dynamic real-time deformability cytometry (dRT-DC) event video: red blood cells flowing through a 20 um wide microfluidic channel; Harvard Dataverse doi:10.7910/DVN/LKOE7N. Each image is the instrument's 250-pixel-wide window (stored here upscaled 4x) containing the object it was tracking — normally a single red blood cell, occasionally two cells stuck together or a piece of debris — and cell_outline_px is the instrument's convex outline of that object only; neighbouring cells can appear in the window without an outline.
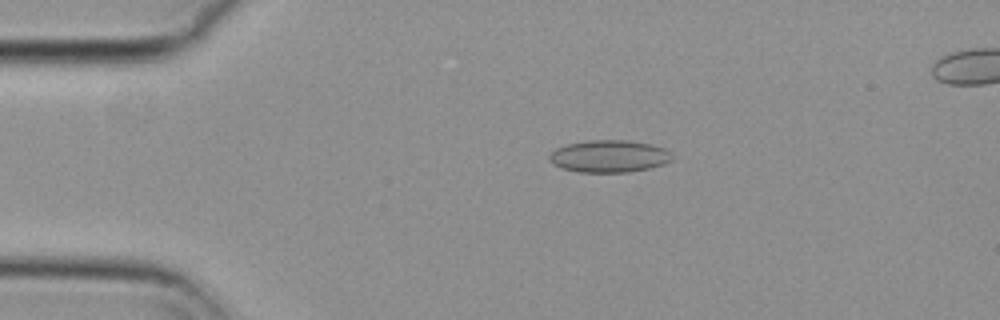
{"species": "common noctule bat (a hibernating species)", "species_latin": "Nyctalus noctula", "temperature_condition": "cold", "stored_images_in_passage": 56, "segment_of_instrument_passage": [1, 2], "camera_frame_rate_fps": 3000, "um_per_image_px": 0.085, "animal": {"sex": "female", "body_mass_g": 29.2, "forearm_length_mm": 56.3}, "frame": {"image": 1, "passage_image": 11, "time_ms": 3.333, "image_size_px": [1000, 320], "cell_outline_px": [[676, 156], [672, 160], [664, 164], [648, 168], [628, 172], [580, 172], [560, 168], [552, 164], [548, 160], [548, 156], [556, 148], [568, 144], [588, 140], [624, 140], [652, 144], [664, 148], [672, 152]], "centroid_in_image_um": [51.79, 13.28], "position_along_channel_um": 33.2, "area_um2": 23.29}}
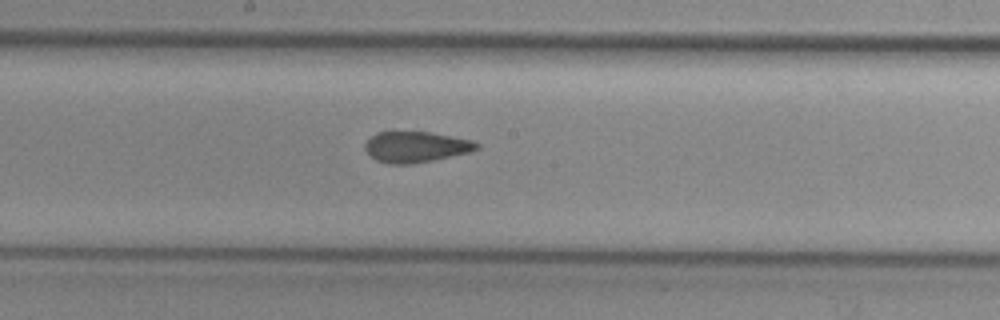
{"frame": {"image": 2, "passage_image": 29, "time_ms": 9.333, "image_size_px": [1000, 320], "cell_outline_px": [[480, 148], [472, 152], [432, 160], [408, 164], [388, 164], [376, 160], [364, 148], [364, 144], [376, 132], [428, 132], [472, 140], [480, 144]], "centroid_in_image_um": [35.37, 12.49], "position_along_channel_um": 212.8, "area_um2": 19.94}}
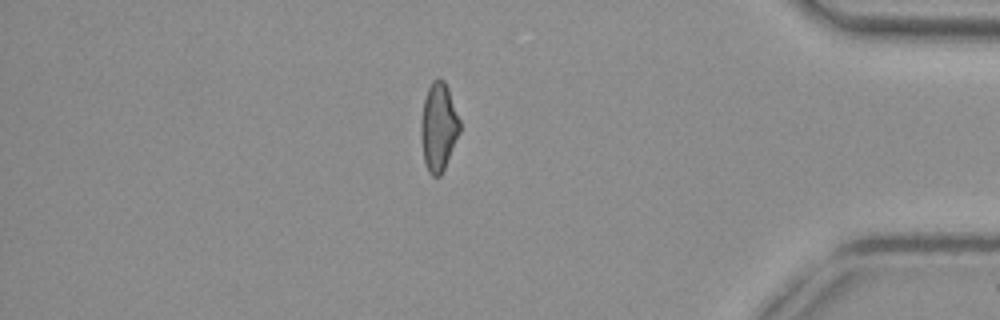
{"frame": {"image": 3, "passage_image": 47, "time_ms": 15.333, "image_size_px": [1000, 320], "cell_outline_px": [[460, 132], [444, 168], [440, 176], [432, 176], [428, 172], [424, 164], [420, 136], [420, 124], [424, 100], [428, 88], [432, 80], [444, 80], [448, 88], [460, 120]], "centroid_in_image_um": [37.26, 10.81], "position_along_channel_um": 397.9, "area_um2": 19.94}}